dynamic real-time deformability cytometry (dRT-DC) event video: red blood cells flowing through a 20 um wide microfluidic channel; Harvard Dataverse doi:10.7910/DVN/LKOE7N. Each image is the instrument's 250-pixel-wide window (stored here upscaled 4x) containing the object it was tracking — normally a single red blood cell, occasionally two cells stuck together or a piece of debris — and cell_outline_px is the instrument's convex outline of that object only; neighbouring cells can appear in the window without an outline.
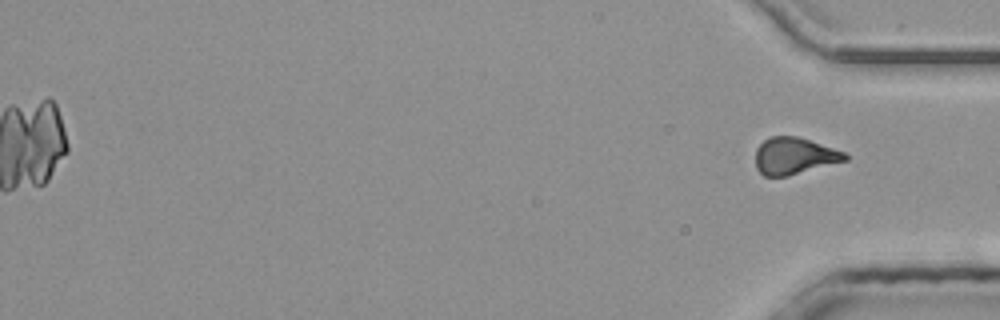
{"species": "common noctule bat (a hibernating species)", "species_latin": "Nyctalus noctula", "temperature_condition": "room temperature", "stored_images_in_passage": 51, "segment_of_instrument_passage": [2, 2], "camera_frame_rate_fps": 3000, "um_per_image_px": 0.085, "animal": {"sex": "male", "body_mass_g": 20.4}, "frame": {"image": 1, "passage_image": 51, "time_ms": 16.667, "image_size_px": [1000, 320], "cell_outline_px": [[848, 160], [788, 176], [764, 176], [756, 168], [756, 148], [764, 140], [772, 136], [796, 136], [844, 152], [848, 156]], "centroid_in_image_um": [67.49, 13.26], "position_along_channel_um": 367.7, "area_um2": 19.02}}